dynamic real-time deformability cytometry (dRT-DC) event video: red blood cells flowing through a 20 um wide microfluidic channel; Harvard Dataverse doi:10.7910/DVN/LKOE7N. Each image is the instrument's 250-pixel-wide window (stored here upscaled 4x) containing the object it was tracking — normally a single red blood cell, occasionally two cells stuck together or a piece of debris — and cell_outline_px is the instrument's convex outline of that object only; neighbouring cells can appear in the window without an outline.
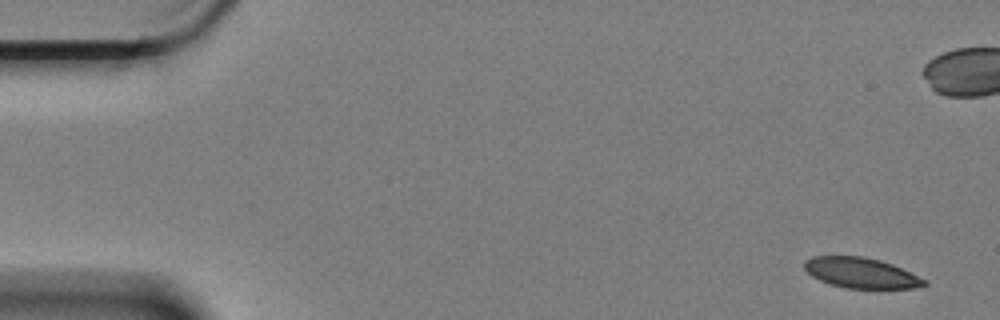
{"species": "Egyptian fruit bat (a non-hibernating species)", "species_latin": "Rousettus aegyptiacus", "temperature_condition": "cold", "stored_images_in_passage": 6, "camera_frame_rate_fps": 3000, "um_per_image_px": 0.085, "animal": {"sex": "female"}, "frame": {"image": 1, "passage_image": 1, "time_ms": 0.0, "image_size_px": [1000, 320], "cell_outline_px": [[928, 284], [912, 288], [844, 288], [820, 280], [812, 276], [804, 268], [804, 260], [812, 256], [864, 256], [880, 260], [892, 264], [928, 280]], "centroid_in_image_um": [73.19, 23.18], "position_along_channel_um": 11.8, "area_um2": 21.21}}